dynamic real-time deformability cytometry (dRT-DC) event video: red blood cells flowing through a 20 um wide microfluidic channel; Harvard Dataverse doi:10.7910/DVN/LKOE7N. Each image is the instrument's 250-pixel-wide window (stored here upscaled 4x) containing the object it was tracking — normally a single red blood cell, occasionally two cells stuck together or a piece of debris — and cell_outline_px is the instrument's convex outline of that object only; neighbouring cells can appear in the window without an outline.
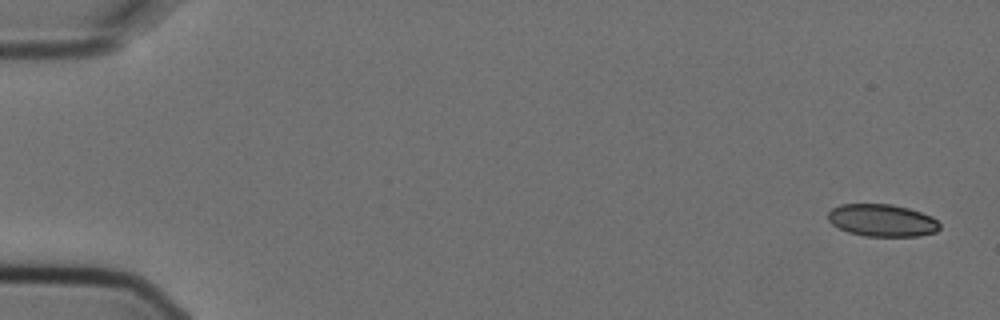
{"species": "Egyptian fruit bat (a non-hibernating species)", "species_latin": "Rousettus aegyptiacus", "temperature_condition": "cold", "stored_images_in_passage": 3, "camera_frame_rate_fps": 3000, "um_per_image_px": 0.085, "animal": {"sex": "female"}, "frame": {"image": 1, "passage_image": 1, "time_ms": 0.0, "image_size_px": [1000, 320], "cell_outline_px": [[940, 228], [936, 232], [920, 236], [864, 236], [848, 232], [832, 224], [828, 220], [828, 212], [832, 208], [840, 204], [892, 204], [908, 208], [932, 216], [940, 224]], "centroid_in_image_um": [74.98, 18.73], "position_along_channel_um": 10.0, "area_um2": 21.1}}